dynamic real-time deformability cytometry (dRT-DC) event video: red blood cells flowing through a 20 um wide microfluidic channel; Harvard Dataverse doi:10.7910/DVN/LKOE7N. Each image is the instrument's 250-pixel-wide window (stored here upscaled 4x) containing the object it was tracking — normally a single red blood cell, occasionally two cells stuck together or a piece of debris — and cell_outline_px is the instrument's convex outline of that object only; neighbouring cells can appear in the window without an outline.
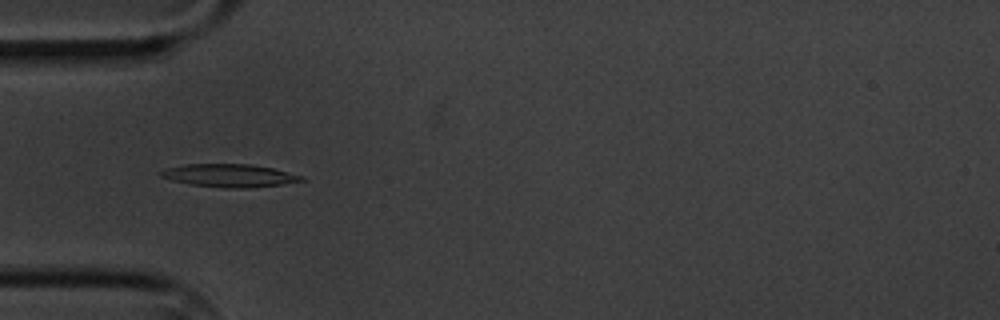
{"species": "common noctule bat (a hibernating species)", "species_latin": "Nyctalus noctula", "temperature_condition": "cold", "stored_images_in_passage": 6, "camera_frame_rate_fps": 3000, "um_per_image_px": 0.085, "animal": {"sex": "male", "body_mass_g": 20.1, "forearm_length_mm": 53.5}, "frame": {"image": 1, "passage_image": 3, "time_ms": 2.333, "image_size_px": [1000, 320], "cell_outline_px": [[308, 180], [280, 184], [248, 188], [224, 188], [192, 184], [172, 180], [160, 176], [156, 172], [164, 168], [184, 164], [248, 164], [272, 168], [304, 176]], "centroid_in_image_um": [19.47, 14.91], "position_along_channel_um": 65.5, "area_um2": 18.84}}
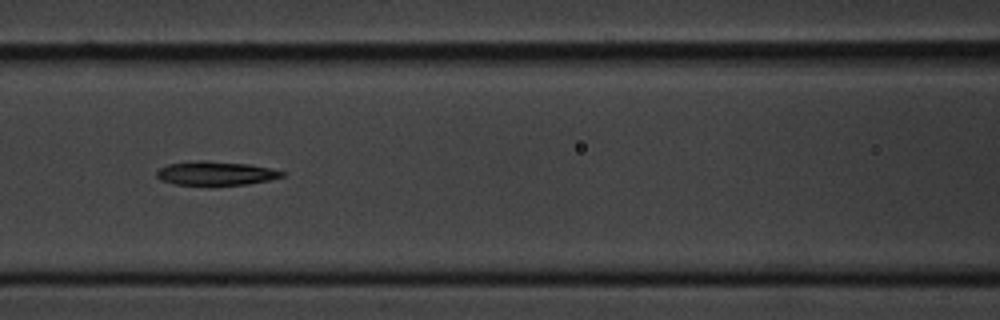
{"frame": {"image": 2, "passage_image": 5, "time_ms": 4.667, "image_size_px": [1000, 320], "cell_outline_px": [[284, 176], [268, 180], [248, 184], [212, 188], [172, 184], [160, 180], [156, 176], [156, 172], [160, 168], [168, 164], [196, 160], [208, 160], [248, 164], [272, 168], [284, 172]], "centroid_in_image_um": [18.29, 14.77], "position_along_channel_um": 148.3, "area_um2": 18.44}}
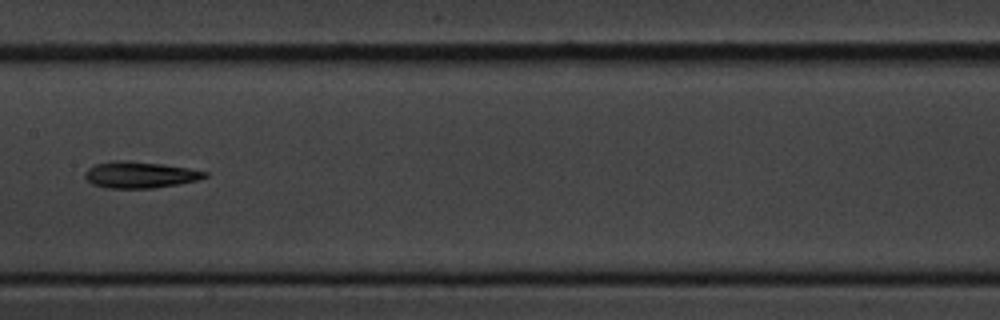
{"frame": {"image": 3, "passage_image": 6, "time_ms": 6.0, "image_size_px": [1000, 320], "cell_outline_px": [[208, 176], [200, 180], [180, 184], [152, 188], [104, 188], [92, 184], [84, 176], [84, 172], [88, 168], [96, 164], [112, 160], [128, 160], [160, 164], [188, 168], [208, 172]], "centroid_in_image_um": [11.89, 14.86], "position_along_channel_um": 195.5, "area_um2": 18.61}}